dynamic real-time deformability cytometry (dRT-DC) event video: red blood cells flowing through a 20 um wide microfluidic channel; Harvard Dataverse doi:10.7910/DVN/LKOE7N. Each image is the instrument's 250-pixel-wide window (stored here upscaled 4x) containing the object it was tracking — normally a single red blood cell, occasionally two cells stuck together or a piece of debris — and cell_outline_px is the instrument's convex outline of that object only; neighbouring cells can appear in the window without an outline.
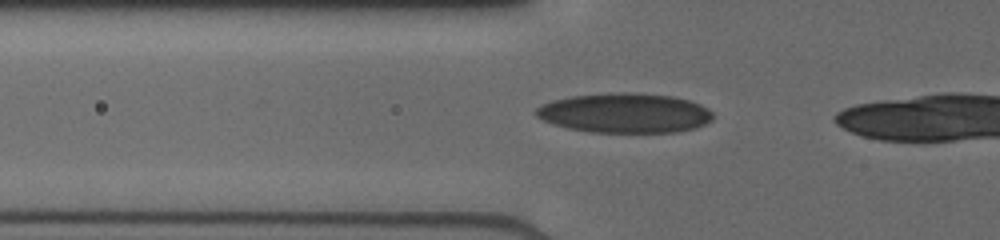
{"species": "human", "species_latin": "Homo sapiens", "temperature_condition": "cold", "stored_images_in_passage": 30, "camera_frame_rate_fps": 3000, "um_per_image_px": 0.085, "donor": {"sex": "male"}, "frame": {"image": 1, "passage_image": 26, "time_ms": 4.333, "image_size_px": [1000, 240], "cell_outline_px": [[712, 120], [704, 124], [692, 128], [676, 132], [588, 132], [568, 128], [552, 124], [536, 116], [532, 112], [540, 104], [552, 100], [572, 96], [616, 92], [632, 92], [672, 96], [688, 100], [700, 104], [708, 108], [712, 112]], "centroid_in_image_um": [53.06, 9.6], "position_along_channel_um": 72.7, "area_um2": 41.04}}